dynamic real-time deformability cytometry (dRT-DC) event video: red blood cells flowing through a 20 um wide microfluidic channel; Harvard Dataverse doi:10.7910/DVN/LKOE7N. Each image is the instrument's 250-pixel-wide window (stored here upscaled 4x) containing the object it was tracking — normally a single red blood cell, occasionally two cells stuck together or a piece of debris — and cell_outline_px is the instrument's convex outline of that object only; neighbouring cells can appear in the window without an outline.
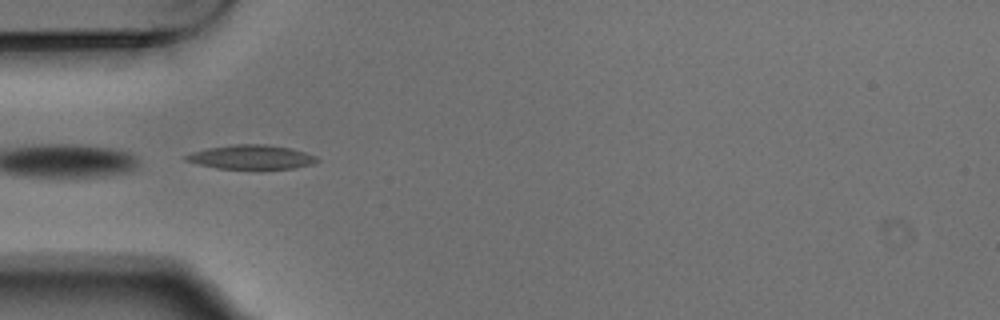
{"species": "Egyptian fruit bat (a non-hibernating species)", "species_latin": "Rousettus aegyptiacus", "temperature_condition": "warm", "stored_images_in_passage": 8, "camera_frame_rate_fps": 3000, "um_per_image_px": 0.085, "animal": {"sex": "male"}, "frame": {"image": 1, "passage_image": 4, "time_ms": 1.0, "image_size_px": [1000, 320], "cell_outline_px": [[320, 160], [312, 164], [292, 168], [260, 172], [216, 168], [196, 164], [184, 160], [184, 156], [192, 152], [208, 148], [236, 144], [268, 144], [292, 148], [316, 156]], "centroid_in_image_um": [21.37, 13.4], "position_along_channel_um": 63.6, "area_um2": 19.42}}
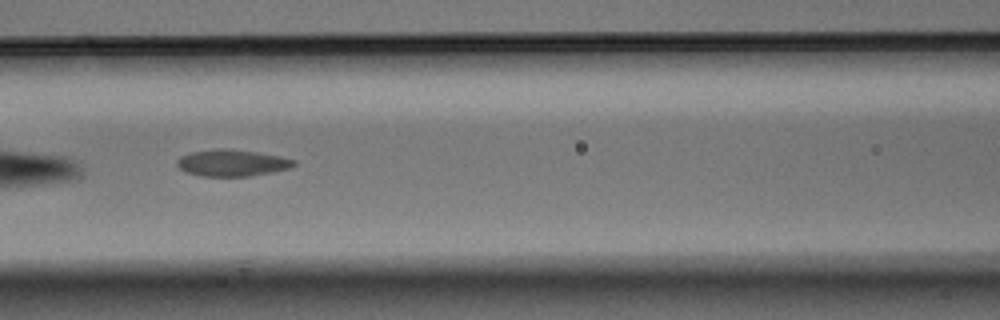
{"frame": {"image": 2, "passage_image": 6, "time_ms": 1.667, "image_size_px": [1000, 320], "cell_outline_px": [[296, 164], [288, 168], [276, 172], [252, 176], [200, 176], [184, 172], [176, 164], [176, 160], [180, 156], [192, 152], [216, 148], [228, 148], [256, 152], [280, 156], [296, 160]], "centroid_in_image_um": [19.71, 13.85], "position_along_channel_um": 146.9, "area_um2": 18.38}}
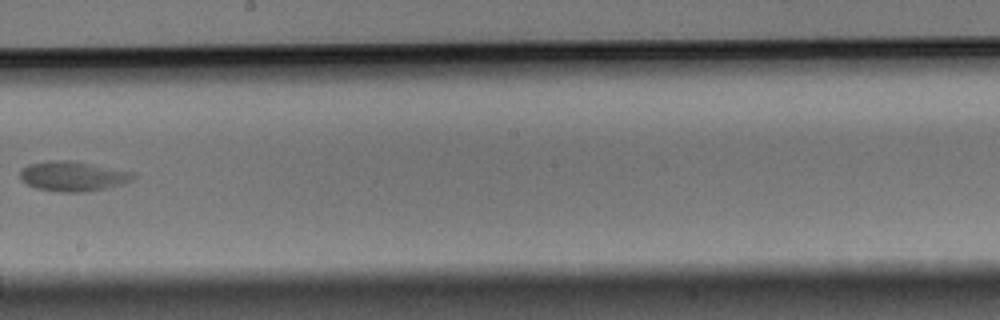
{"frame": {"image": 3, "passage_image": 8, "time_ms": 2.333, "image_size_px": [1000, 320], "cell_outline_px": [[136, 176], [132, 180], [108, 188], [84, 192], [60, 192], [36, 188], [20, 180], [20, 172], [28, 164], [48, 160], [72, 160], [132, 172]], "centroid_in_image_um": [6.17, 14.98], "position_along_channel_um": 242.0, "area_um2": 19.65}}